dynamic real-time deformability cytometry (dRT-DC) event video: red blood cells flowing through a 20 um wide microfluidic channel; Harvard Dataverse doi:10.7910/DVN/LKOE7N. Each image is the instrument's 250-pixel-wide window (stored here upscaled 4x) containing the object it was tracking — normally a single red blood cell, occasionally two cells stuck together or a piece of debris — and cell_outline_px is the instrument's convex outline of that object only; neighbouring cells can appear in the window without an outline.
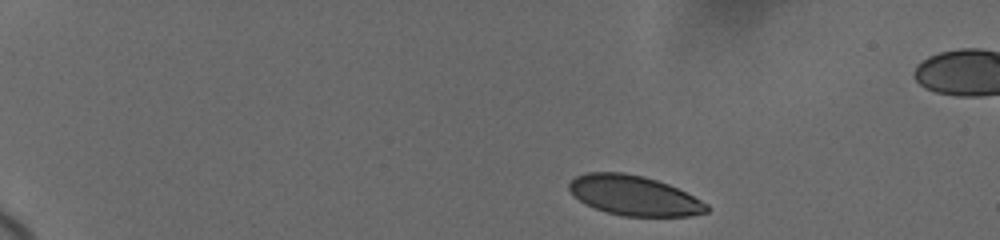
{"species": "human", "species_latin": "Homo sapiens", "temperature_condition": "cold", "stored_images_in_passage": 5, "camera_frame_rate_fps": 3000, "um_per_image_px": 0.085, "donor": {"sex": "female"}, "frame": {"image": 1, "passage_image": 1, "time_ms": 0.0, "image_size_px": [1000, 240], "cell_outline_px": [[708, 212], [688, 216], [624, 216], [608, 212], [584, 204], [572, 196], [568, 188], [568, 184], [576, 176], [584, 172], [624, 172], [644, 176], [668, 184], [708, 204]], "centroid_in_image_um": [53.84, 16.61], "position_along_channel_um": 31.2, "area_um2": 31.91}}
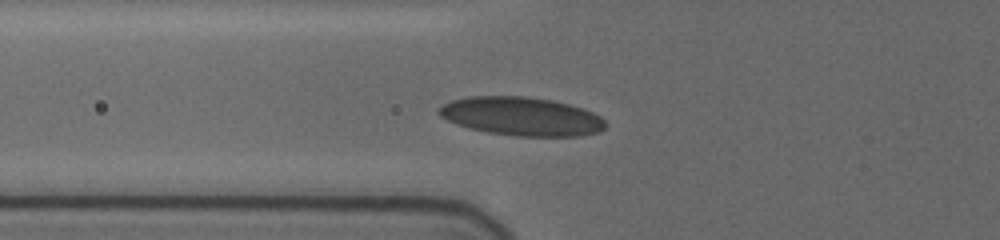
{"frame": {"image": 2, "passage_image": 5, "time_ms": 4.333, "image_size_px": [1000, 240], "cell_outline_px": [[608, 124], [600, 132], [580, 136], [516, 136], [488, 132], [468, 128], [456, 124], [440, 116], [436, 112], [436, 108], [452, 100], [468, 96], [528, 96], [552, 100], [568, 104], [592, 112], [600, 116]], "centroid_in_image_um": [44.31, 9.89], "position_along_channel_um": 81.5, "area_um2": 37.63}}